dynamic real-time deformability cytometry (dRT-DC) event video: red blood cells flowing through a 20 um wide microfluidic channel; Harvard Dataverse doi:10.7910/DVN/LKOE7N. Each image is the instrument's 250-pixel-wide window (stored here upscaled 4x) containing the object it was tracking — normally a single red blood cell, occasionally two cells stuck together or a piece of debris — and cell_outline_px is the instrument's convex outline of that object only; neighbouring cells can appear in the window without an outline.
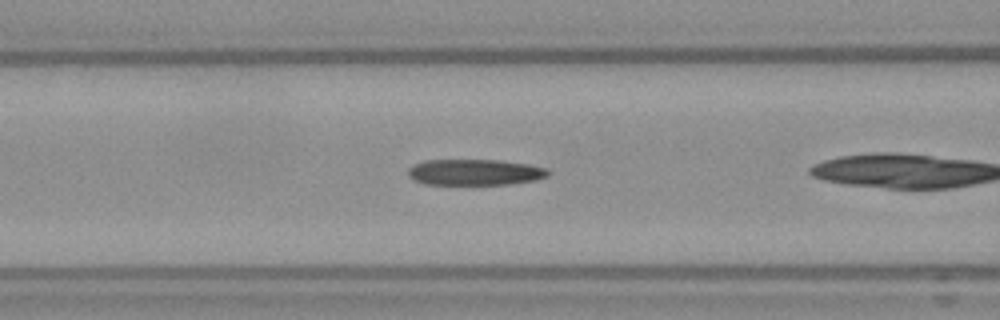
{"species": "Egyptian fruit bat (a non-hibernating species)", "species_latin": "Rousettus aegyptiacus", "temperature_condition": "warm", "stored_images_in_passage": 14, "camera_frame_rate_fps": 3000, "um_per_image_px": 0.085, "frame": {"image": 1, "passage_image": 5, "time_ms": 1.333, "image_size_px": [1000, 320], "cell_outline_px": [[552, 172], [548, 176], [536, 180], [508, 184], [424, 184], [408, 176], [408, 168], [424, 160], [500, 160], [528, 164], [548, 168]], "centroid_in_image_um": [40.41, 14.63], "position_along_channel_um": 126.2, "area_um2": 21.27}}